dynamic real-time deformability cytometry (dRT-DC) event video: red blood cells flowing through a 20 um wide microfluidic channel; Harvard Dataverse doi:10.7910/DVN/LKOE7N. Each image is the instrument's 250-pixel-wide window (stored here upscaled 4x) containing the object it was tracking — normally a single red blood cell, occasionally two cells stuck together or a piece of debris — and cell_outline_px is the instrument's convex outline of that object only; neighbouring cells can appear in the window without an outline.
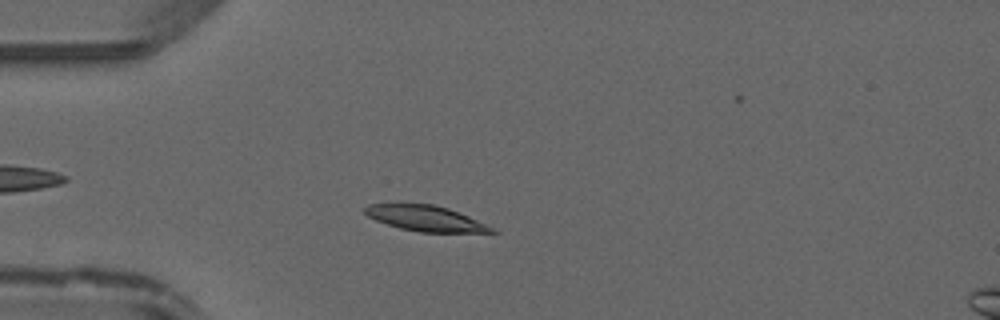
{"species": "common noctule bat (a hibernating species)", "species_latin": "Nyctalus noctula", "temperature_condition": "warm", "stored_images_in_passage": 44, "camera_frame_rate_fps": 3000, "um_per_image_px": 0.085, "animal": {"sex": "male", "forearm_length_mm": 52.5}, "frame": {"image": 1, "passage_image": 9, "time_ms": 2.667, "image_size_px": [1000, 320], "cell_outline_px": [[500, 232], [420, 232], [400, 228], [376, 220], [368, 216], [364, 212], [364, 208], [368, 204], [432, 204], [448, 208], [468, 216]], "centroid_in_image_um": [36.14, 18.56], "position_along_channel_um": 48.9, "area_um2": 18.44}}
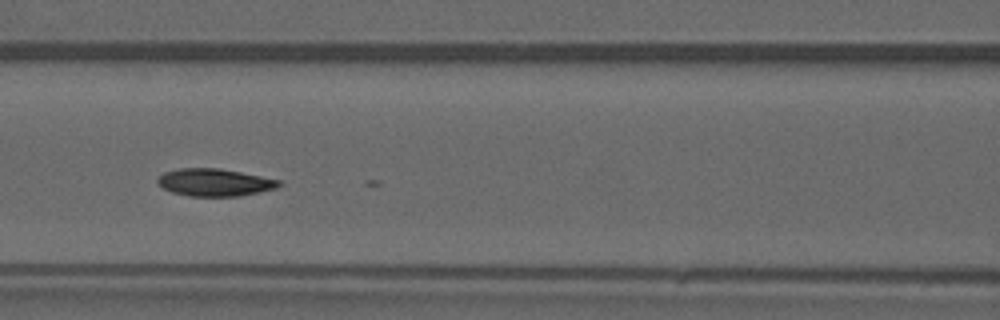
{"frame": {"image": 2, "passage_image": 17, "time_ms": 5.333, "image_size_px": [1000, 320], "cell_outline_px": [[284, 184], [276, 188], [260, 192], [240, 196], [188, 196], [172, 192], [164, 188], [156, 180], [164, 172], [180, 168], [220, 168], [280, 180]], "centroid_in_image_um": [18.27, 15.5], "position_along_channel_um": 148.3, "area_um2": 19.36}}
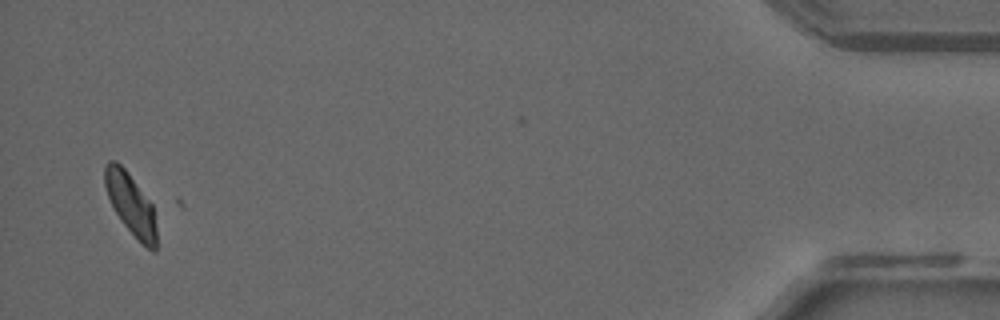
{"frame": {"image": 3, "passage_image": 42, "time_ms": 13.667, "image_size_px": [1000, 320], "cell_outline_px": [[156, 252], [152, 252], [124, 224], [116, 212], [108, 196], [104, 184], [104, 168], [108, 160], [116, 160], [124, 168], [152, 204], [156, 228]], "centroid_in_image_um": [11.1, 17.31], "position_along_channel_um": 424.1, "area_um2": 17.98}}